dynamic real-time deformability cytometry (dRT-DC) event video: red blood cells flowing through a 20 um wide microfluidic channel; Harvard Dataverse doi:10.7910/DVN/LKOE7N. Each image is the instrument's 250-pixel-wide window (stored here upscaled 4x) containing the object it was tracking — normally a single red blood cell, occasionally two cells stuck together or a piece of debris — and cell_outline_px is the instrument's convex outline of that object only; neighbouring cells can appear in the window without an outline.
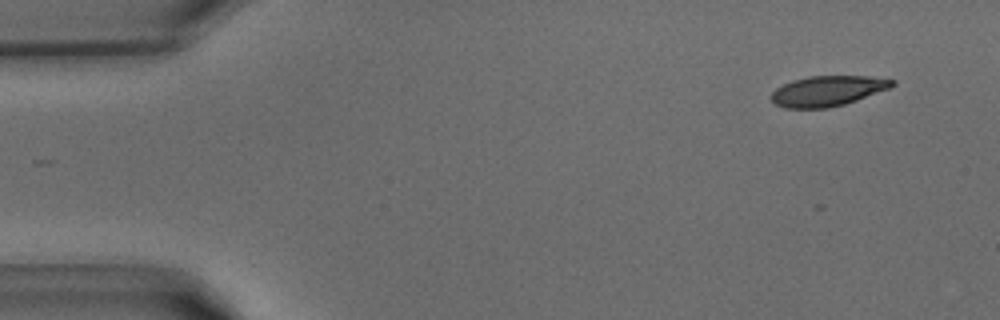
{"species": "common noctule bat (a hibernating species)", "species_latin": "Nyctalus noctula", "temperature_condition": "warm", "stored_images_in_passage": 38, "camera_frame_rate_fps": 3000, "um_per_image_px": 0.085, "animal": {"sex": "male", "body_mass_g": 15.6}, "frame": {"image": 1, "passage_image": 1, "time_ms": 0.0, "image_size_px": [1000, 320], "cell_outline_px": [[896, 84], [888, 88], [856, 100], [844, 104], [828, 108], [784, 108], [776, 104], [768, 96], [776, 88], [792, 80], [808, 76], [868, 76], [896, 80]], "centroid_in_image_um": [70.31, 7.72], "position_along_channel_um": 14.7, "area_um2": 21.27}}
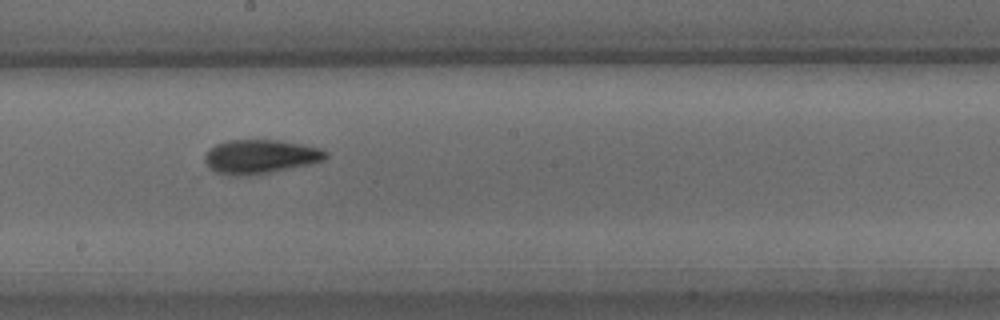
{"frame": {"image": 2, "passage_image": 20, "time_ms": 6.333, "image_size_px": [1000, 320], "cell_outline_px": [[328, 156], [324, 160], [308, 164], [268, 172], [244, 176], [228, 176], [216, 172], [208, 168], [204, 160], [204, 156], [216, 144], [228, 140], [280, 140], [304, 144], [320, 148], [328, 152]], "centroid_in_image_um": [22.11, 13.31], "position_along_channel_um": 226.1, "area_um2": 23.93}}
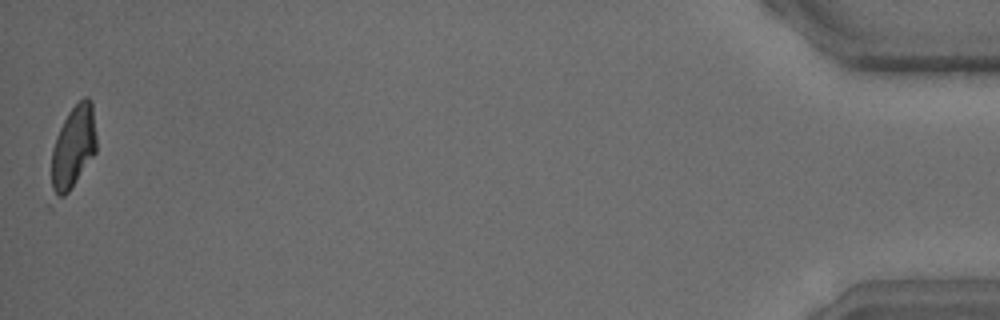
{"frame": {"image": 3, "passage_image": 38, "time_ms": 12.333, "image_size_px": [1000, 320], "cell_outline_px": [[96, 152], [68, 192], [64, 196], [56, 200], [52, 188], [52, 148], [56, 136], [68, 112], [84, 96], [88, 96], [92, 100], [96, 136]], "centroid_in_image_um": [6.24, 12.48], "position_along_channel_um": 429.0, "area_um2": 21.56}}